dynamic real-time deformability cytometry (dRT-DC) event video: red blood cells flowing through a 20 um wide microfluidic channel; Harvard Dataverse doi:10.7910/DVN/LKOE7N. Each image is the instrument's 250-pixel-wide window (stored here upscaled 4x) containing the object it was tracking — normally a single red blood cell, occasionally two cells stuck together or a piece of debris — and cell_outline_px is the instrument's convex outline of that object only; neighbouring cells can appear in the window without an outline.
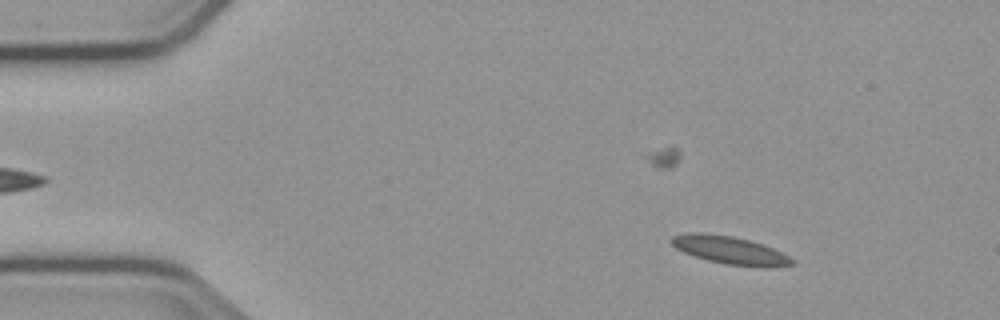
{"species": "common noctule bat (a hibernating species)", "species_latin": "Nyctalus noctula", "temperature_condition": "cold", "stored_images_in_passage": 55, "camera_frame_rate_fps": 3000, "um_per_image_px": 0.085, "animal": {"sex": "male", "body_mass_g": 23.1, "forearm_length_mm": 52.7}, "frame": {"image": 1, "passage_image": 7, "time_ms": 2.0, "image_size_px": [1000, 320], "cell_outline_px": [[796, 264], [768, 268], [760, 268], [724, 264], [708, 260], [684, 252], [676, 248], [668, 240], [672, 236], [688, 232], [700, 232], [732, 236], [748, 240], [772, 248], [796, 260]], "centroid_in_image_um": [62.05, 21.28], "position_along_channel_um": 22.9, "area_um2": 19.71}}
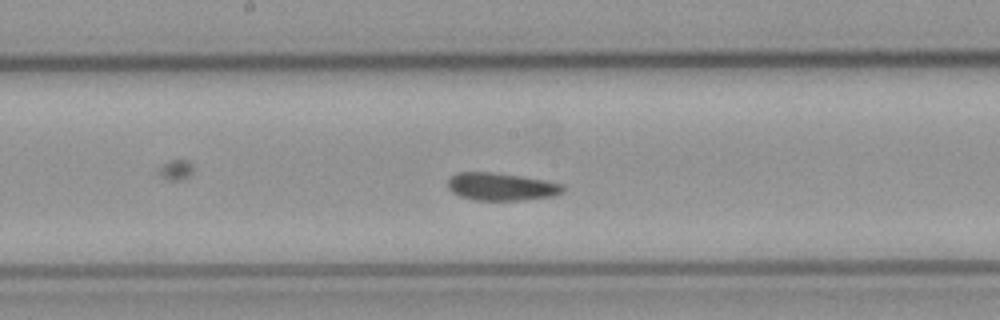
{"frame": {"image": 2, "passage_image": 28, "time_ms": 9.0, "image_size_px": [1000, 320], "cell_outline_px": [[564, 192], [552, 196], [520, 200], [476, 200], [460, 196], [452, 192], [448, 188], [448, 180], [456, 172], [492, 172], [520, 176], [544, 180], [560, 184], [564, 188]], "centroid_in_image_um": [42.57, 15.86], "position_along_channel_um": 205.6, "area_um2": 18.38}}
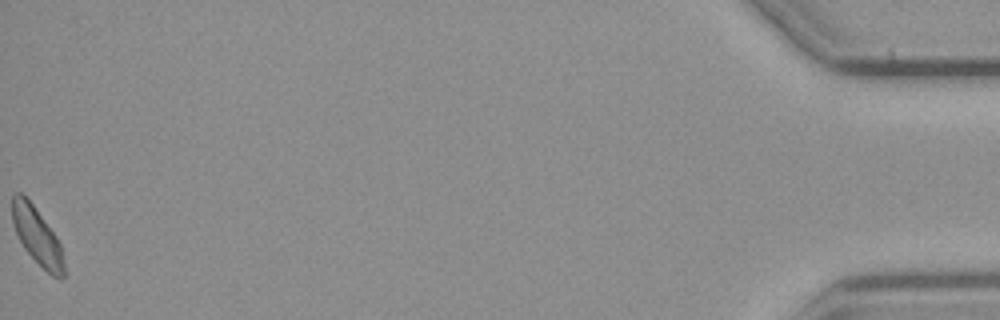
{"frame": {"image": 3, "passage_image": 55, "time_ms": 18.0, "image_size_px": [1000, 320], "cell_outline_px": [[64, 276], [52, 276], [24, 248], [16, 232], [12, 220], [12, 196], [16, 192], [20, 192], [32, 204], [56, 236], [60, 244], [64, 264]], "centroid_in_image_um": [3.14, 20.04], "position_along_channel_um": 432.1, "area_um2": 16.59}, "authors_computed_cell_mechanics": {"area_um2": 18.496, "velocity_mm_per_s": 3.7182, "shape_relaxation_time_tau1_ms": 4.5555, "shape_relaxation_time_tau2_ms": 4.4657, "deformation_change_tau1": 0.078, "deformation_change_tau2": 0.1029}}